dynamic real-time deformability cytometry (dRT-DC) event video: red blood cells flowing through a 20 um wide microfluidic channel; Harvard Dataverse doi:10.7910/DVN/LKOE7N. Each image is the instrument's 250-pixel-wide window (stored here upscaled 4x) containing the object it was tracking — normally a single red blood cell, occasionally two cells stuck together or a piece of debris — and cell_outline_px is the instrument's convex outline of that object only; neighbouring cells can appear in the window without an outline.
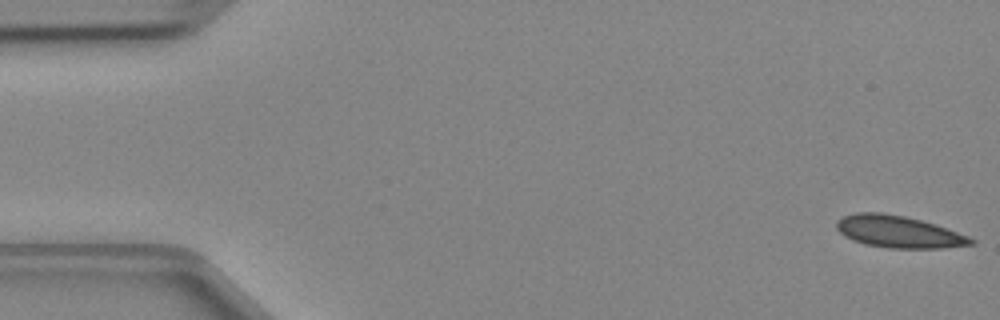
{"species": "Egyptian fruit bat (a non-hibernating species)", "species_latin": "Rousettus aegyptiacus", "temperature_condition": "cold", "stored_images_in_passage": 13, "camera_frame_rate_fps": 3000, "um_per_image_px": 0.085, "animal": {"sex": "female"}, "frame": {"image": 1, "passage_image": 1, "time_ms": 0.0, "image_size_px": [1000, 320], "cell_outline_px": [[976, 244], [944, 248], [888, 248], [864, 244], [852, 240], [844, 236], [836, 228], [836, 220], [844, 216], [856, 212], [884, 212], [904, 216], [936, 224], [968, 236], [976, 240]], "centroid_in_image_um": [76.38, 19.7], "position_along_channel_um": 8.6, "area_um2": 25.26}}